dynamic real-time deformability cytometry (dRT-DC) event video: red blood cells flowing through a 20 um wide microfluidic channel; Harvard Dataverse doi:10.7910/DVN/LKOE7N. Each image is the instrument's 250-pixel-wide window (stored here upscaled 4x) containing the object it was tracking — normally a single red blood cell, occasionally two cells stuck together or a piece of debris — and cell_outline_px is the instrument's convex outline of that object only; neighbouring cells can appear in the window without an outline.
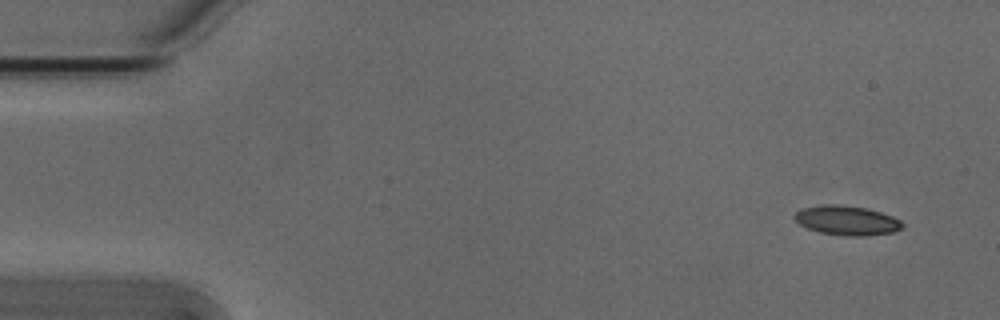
{"species": "Egyptian fruit bat (a non-hibernating species)", "species_latin": "Rousettus aegyptiacus", "temperature_condition": "cold", "stored_images_in_passage": 4, "camera_frame_rate_fps": 3000, "um_per_image_px": 0.085, "animal": {"sex": "male"}, "frame": {"image": 1, "passage_image": 1, "time_ms": 0.0, "image_size_px": [1000, 320], "cell_outline_px": [[904, 228], [892, 232], [864, 236], [844, 236], [820, 232], [808, 228], [800, 224], [792, 216], [800, 208], [820, 204], [836, 204], [864, 208], [880, 212], [892, 216], [900, 220], [904, 224]], "centroid_in_image_um": [71.96, 18.73], "position_along_channel_um": 13.0, "area_um2": 18.55}}
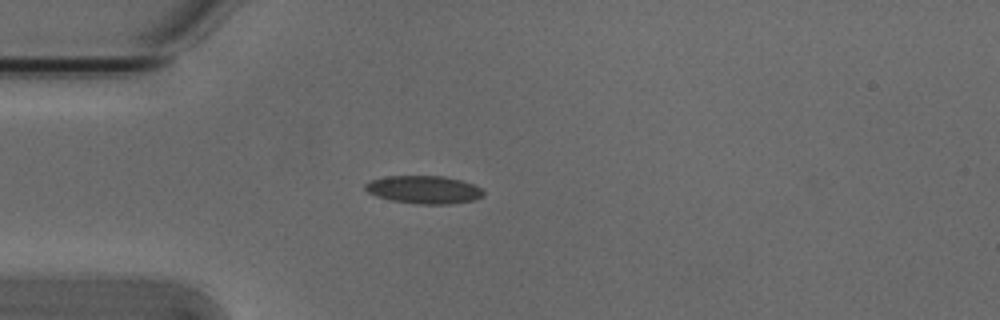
{"frame": {"image": 2, "passage_image": 4, "time_ms": 1.0, "image_size_px": [1000, 320], "cell_outline_px": [[484, 196], [476, 200], [452, 204], [416, 204], [392, 200], [376, 196], [368, 192], [364, 188], [364, 184], [372, 180], [384, 176], [444, 176], [460, 180], [472, 184], [480, 188], [484, 192]], "centroid_in_image_um": [36.04, 16.13], "position_along_channel_um": 49.0, "area_um2": 19.31}}